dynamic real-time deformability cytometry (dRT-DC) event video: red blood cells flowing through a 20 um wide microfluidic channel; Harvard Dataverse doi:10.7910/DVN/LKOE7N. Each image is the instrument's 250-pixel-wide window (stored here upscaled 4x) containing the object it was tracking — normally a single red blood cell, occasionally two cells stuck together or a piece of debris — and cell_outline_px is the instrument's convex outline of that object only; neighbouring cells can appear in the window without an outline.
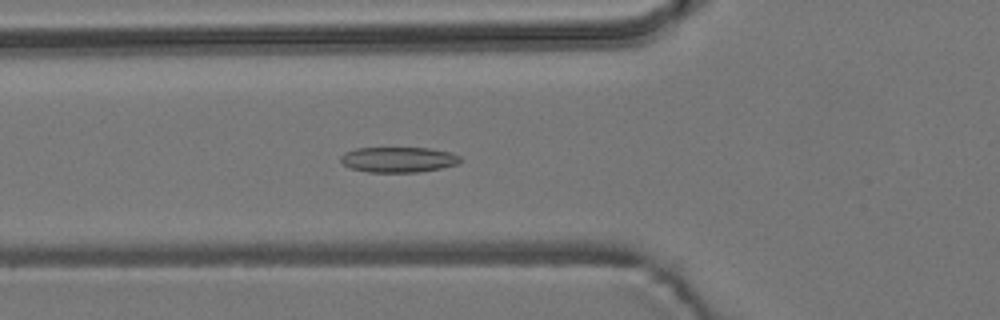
{"species": "common noctule bat (a hibernating species)", "species_latin": "Nyctalus noctula", "temperature_condition": "room temperature", "stored_images_in_passage": 48, "camera_frame_rate_fps": 3000, "um_per_image_px": 0.085, "animal": {"sex": "male", "body_mass_g": 19.2, "forearm_length_mm": 51.8}, "frame": {"image": 1, "passage_image": 13, "time_ms": 4.0, "image_size_px": [1000, 320], "cell_outline_px": [[460, 160], [456, 164], [440, 168], [420, 172], [368, 172], [348, 168], [340, 160], [340, 156], [344, 152], [356, 148], [428, 148], [452, 152], [460, 156]], "centroid_in_image_um": [33.82, 13.56], "position_along_channel_um": 92.0, "area_um2": 17.74}}
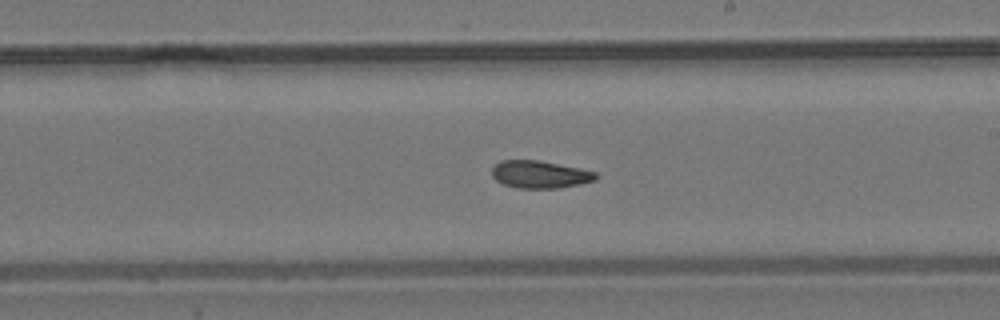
{"frame": {"image": 2, "passage_image": 25, "time_ms": 8.0, "image_size_px": [1000, 320], "cell_outline_px": [[596, 180], [560, 188], [516, 188], [504, 184], [496, 180], [492, 176], [492, 168], [500, 160], [540, 160], [596, 172]], "centroid_in_image_um": [45.85, 14.82], "position_along_channel_um": 243.1, "area_um2": 16.53}}
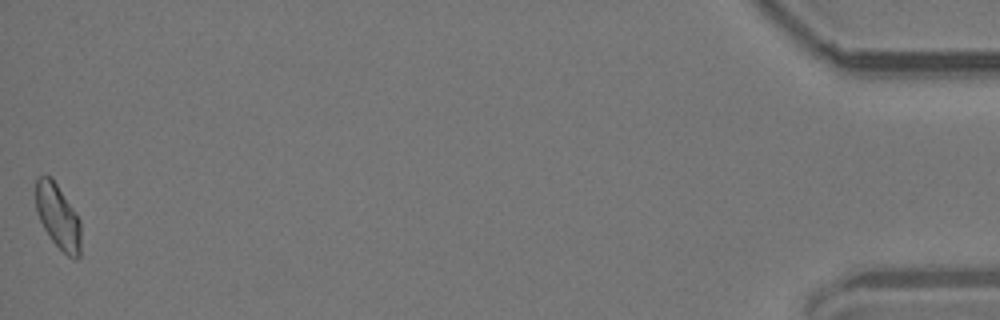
{"frame": {"image": 3, "passage_image": 48, "time_ms": 15.667, "image_size_px": [1000, 320], "cell_outline_px": [[80, 256], [76, 260], [72, 260], [52, 240], [44, 228], [36, 212], [36, 176], [52, 176], [80, 220]], "centroid_in_image_um": [4.93, 18.4], "position_along_channel_um": 430.3, "area_um2": 16.94}, "authors_computed_cell_mechanics": {"area_um2": 17.1088, "velocity_mm_per_s": 3.7682, "shape_relaxation_time_tau1_ms": 11.1965, "shape_relaxation_time_tau2_ms": 4.4398, "deformation_change_tau1": 0.1764, "deformation_change_tau2": 0.0979}}